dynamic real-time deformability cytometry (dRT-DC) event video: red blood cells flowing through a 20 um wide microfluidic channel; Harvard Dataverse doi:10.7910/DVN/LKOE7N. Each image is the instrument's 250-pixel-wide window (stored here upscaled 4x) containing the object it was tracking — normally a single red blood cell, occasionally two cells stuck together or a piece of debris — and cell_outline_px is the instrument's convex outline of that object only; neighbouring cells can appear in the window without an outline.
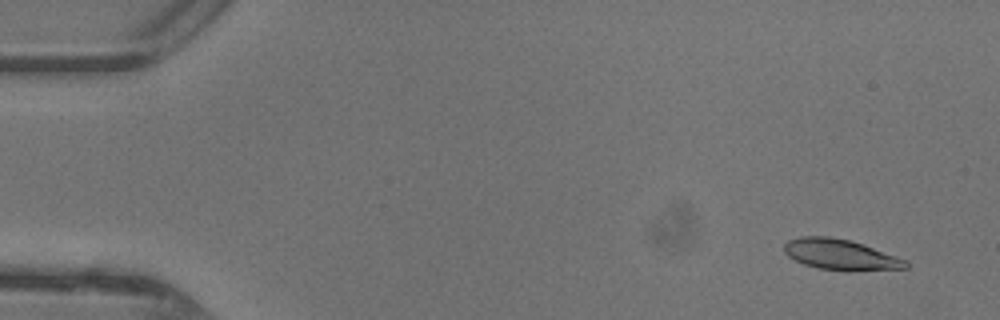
{"species": "common noctule bat (a hibernating species)", "species_latin": "Nyctalus noctula", "temperature_condition": "warm", "stored_images_in_passage": 48, "camera_frame_rate_fps": 3000, "um_per_image_px": 0.085, "animal": {"sex": "female"}, "frame": {"image": 1, "passage_image": 3, "time_ms": 0.667, "image_size_px": [1000, 320], "cell_outline_px": [[908, 268], [848, 272], [844, 272], [816, 268], [804, 264], [788, 256], [784, 252], [784, 244], [788, 240], [800, 236], [832, 236], [852, 240], [864, 244], [908, 260]], "centroid_in_image_um": [71.47, 21.65], "position_along_channel_um": 13.5, "area_um2": 22.31}}
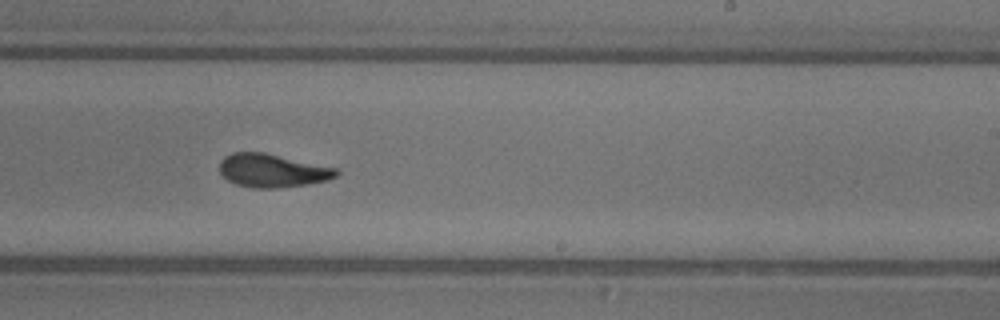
{"frame": {"image": 2, "passage_image": 29, "time_ms": 9.333, "image_size_px": [1000, 320], "cell_outline_px": [[340, 172], [336, 176], [324, 180], [308, 184], [276, 188], [252, 188], [236, 184], [228, 180], [220, 172], [220, 160], [224, 156], [232, 152], [264, 152], [336, 168]], "centroid_in_image_um": [23.11, 14.49], "position_along_channel_um": 265.9, "area_um2": 22.54}}
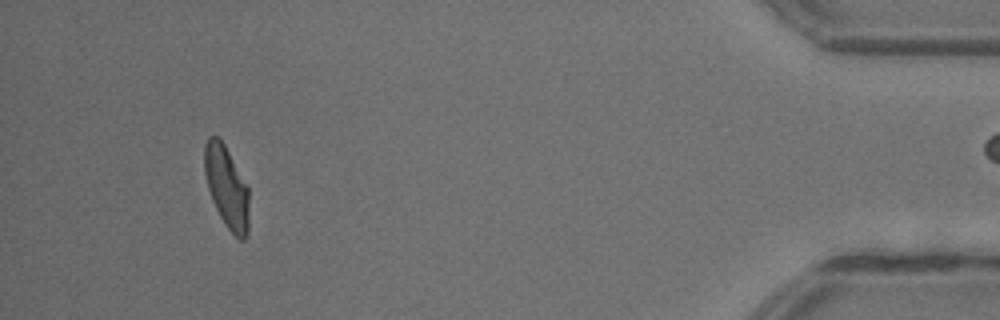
{"frame": {"image": 3, "passage_image": 44, "time_ms": 14.333, "image_size_px": [1000, 320], "cell_outline_px": [[248, 236], [244, 240], [240, 240], [228, 228], [220, 216], [212, 200], [208, 188], [204, 172], [204, 144], [208, 136], [216, 136], [224, 144], [248, 184]], "centroid_in_image_um": [19.27, 15.88], "position_along_channel_um": 415.9, "area_um2": 21.33}}